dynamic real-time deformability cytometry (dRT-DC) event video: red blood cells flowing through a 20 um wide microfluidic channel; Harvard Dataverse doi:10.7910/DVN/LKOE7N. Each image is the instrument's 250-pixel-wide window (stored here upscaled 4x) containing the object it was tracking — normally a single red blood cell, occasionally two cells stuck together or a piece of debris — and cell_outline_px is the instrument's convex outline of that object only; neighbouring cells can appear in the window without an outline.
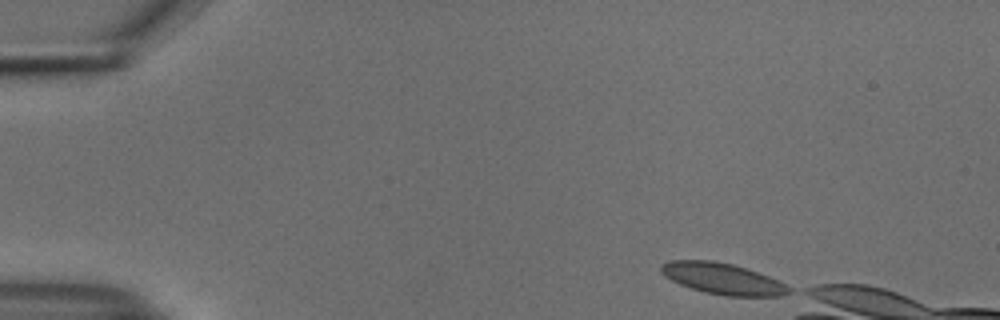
{"species": "common noctule bat (a hibernating species)", "species_latin": "Nyctalus noctula", "temperature_condition": "cold", "stored_images_in_passage": 9, "camera_frame_rate_fps": 3000, "um_per_image_px": 0.085, "animal": {"sex": "male", "body_mass_g": 18.8}, "frame": {"image": 1, "passage_image": 1, "time_ms": 0.0, "image_size_px": [1000, 320], "cell_outline_px": [[792, 292], [780, 296], [724, 296], [704, 292], [680, 284], [664, 276], [660, 272], [660, 264], [672, 260], [712, 260], [732, 264], [748, 268], [768, 276], [792, 288]], "centroid_in_image_um": [61.41, 23.68], "position_along_channel_um": 23.6, "area_um2": 23.29}}